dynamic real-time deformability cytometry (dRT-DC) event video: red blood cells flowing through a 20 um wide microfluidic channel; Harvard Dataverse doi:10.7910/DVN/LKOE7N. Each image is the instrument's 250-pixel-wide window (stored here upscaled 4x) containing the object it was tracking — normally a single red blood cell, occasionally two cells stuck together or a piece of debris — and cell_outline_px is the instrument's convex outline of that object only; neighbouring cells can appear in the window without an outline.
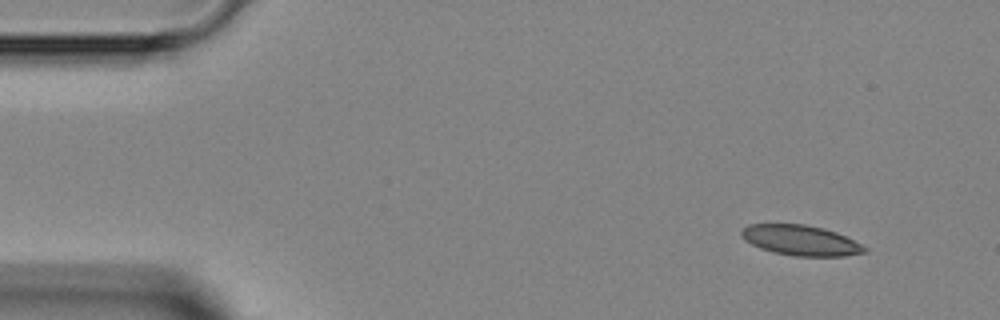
{"species": "Egyptian fruit bat (a non-hibernating species)", "species_latin": "Rousettus aegyptiacus", "temperature_condition": "room temperature", "stored_images_in_passage": 5, "camera_frame_rate_fps": 3000, "um_per_image_px": 0.085, "animal": {"sex": "female"}, "frame": {"image": 1, "passage_image": 1, "time_ms": 0.0, "image_size_px": [1000, 320], "cell_outline_px": [[868, 252], [844, 256], [792, 256], [772, 252], [760, 248], [744, 240], [740, 236], [740, 232], [748, 224], [804, 224], [824, 228], [836, 232], [868, 248]], "centroid_in_image_um": [68.04, 20.43], "position_along_channel_um": 17.0, "area_um2": 21.79}}
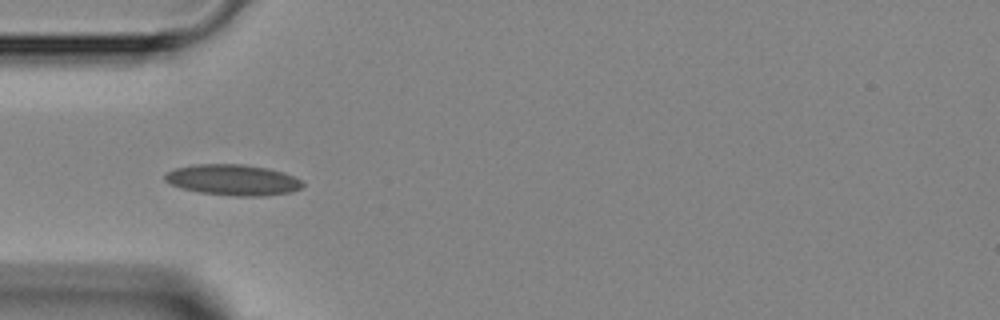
{"frame": {"image": 2, "passage_image": 4, "time_ms": 3.333, "image_size_px": [1000, 320], "cell_outline_px": [[304, 184], [300, 188], [292, 192], [264, 196], [236, 196], [200, 192], [180, 188], [164, 180], [164, 176], [168, 172], [176, 168], [196, 164], [244, 164], [268, 168], [284, 172], [300, 180]], "centroid_in_image_um": [19.81, 15.29], "position_along_channel_um": 65.2, "area_um2": 24.68}}
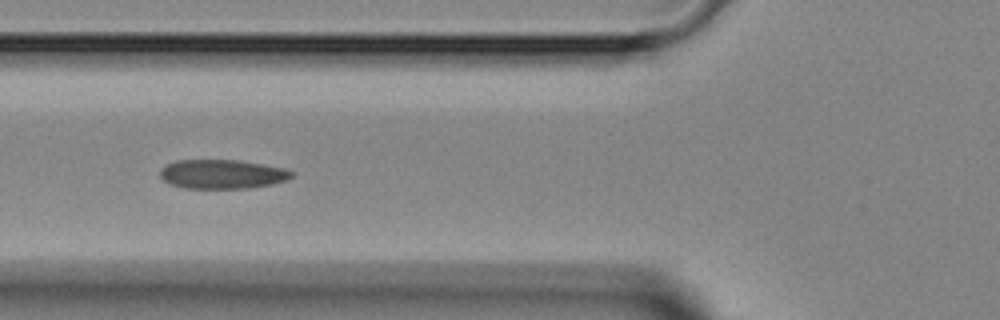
{"frame": {"image": 3, "passage_image": 5, "time_ms": 4.333, "image_size_px": [1000, 320], "cell_outline_px": [[296, 172], [288, 180], [272, 184], [248, 188], [184, 188], [172, 184], [164, 180], [160, 176], [160, 172], [168, 164], [176, 160], [236, 160], [284, 168]], "centroid_in_image_um": [18.93, 14.8], "position_along_channel_um": 106.9, "area_um2": 22.14}}